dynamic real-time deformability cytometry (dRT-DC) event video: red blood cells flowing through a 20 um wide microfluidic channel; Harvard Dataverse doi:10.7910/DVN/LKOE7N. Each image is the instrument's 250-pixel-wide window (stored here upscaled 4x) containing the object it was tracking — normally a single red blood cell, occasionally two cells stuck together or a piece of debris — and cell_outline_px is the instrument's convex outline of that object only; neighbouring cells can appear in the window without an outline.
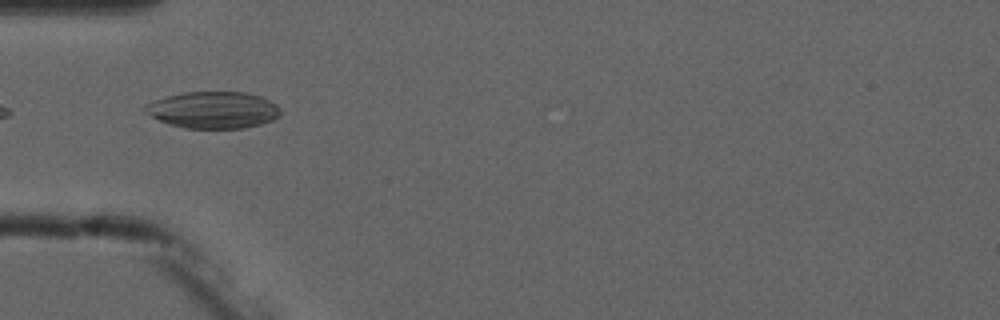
{"species": "common noctule bat (a hibernating species)", "species_latin": "Nyctalus noctula", "temperature_condition": "cold", "stored_images_in_passage": 5, "camera_frame_rate_fps": 3000, "um_per_image_px": 0.085, "animal": {"sex": "male", "forearm_length_mm": 52.5}, "frame": {"image": 1, "passage_image": 1, "time_ms": 0.0, "image_size_px": [1000, 320], "cell_outline_px": [[280, 116], [272, 120], [260, 124], [244, 128], [184, 128], [168, 124], [144, 112], [140, 108], [144, 104], [152, 100], [184, 92], [244, 92], [260, 96], [276, 104], [280, 108]], "centroid_in_image_um": [18.08, 9.34], "position_along_channel_um": 66.9, "area_um2": 29.13}}
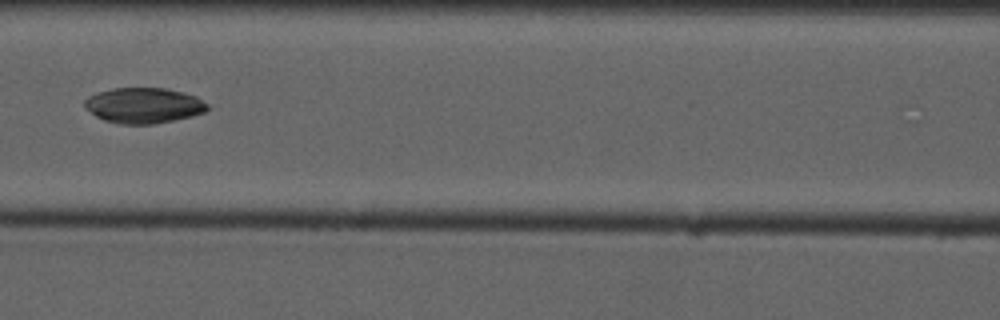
{"frame": {"image": 2, "passage_image": 3, "time_ms": 2.333, "image_size_px": [1000, 320], "cell_outline_px": [[208, 108], [204, 112], [192, 116], [152, 124], [120, 124], [104, 120], [96, 116], [84, 108], [84, 100], [88, 96], [112, 88], [164, 88], [196, 96], [208, 104]], "centroid_in_image_um": [12.18, 8.96], "position_along_channel_um": 154.4, "area_um2": 25.26}}
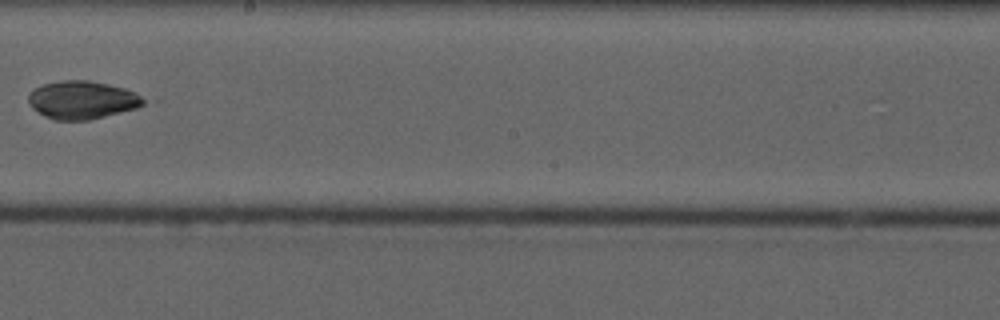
{"frame": {"image": 3, "passage_image": 5, "time_ms": 4.667, "image_size_px": [1000, 320], "cell_outline_px": [[160, 100], [136, 108], [88, 120], [52, 120], [44, 116], [32, 108], [28, 104], [28, 96], [36, 88], [44, 84], [60, 80], [88, 80], [108, 84], [156, 96]], "centroid_in_image_um": [7.2, 8.49], "position_along_channel_um": 241.0, "area_um2": 26.53}}